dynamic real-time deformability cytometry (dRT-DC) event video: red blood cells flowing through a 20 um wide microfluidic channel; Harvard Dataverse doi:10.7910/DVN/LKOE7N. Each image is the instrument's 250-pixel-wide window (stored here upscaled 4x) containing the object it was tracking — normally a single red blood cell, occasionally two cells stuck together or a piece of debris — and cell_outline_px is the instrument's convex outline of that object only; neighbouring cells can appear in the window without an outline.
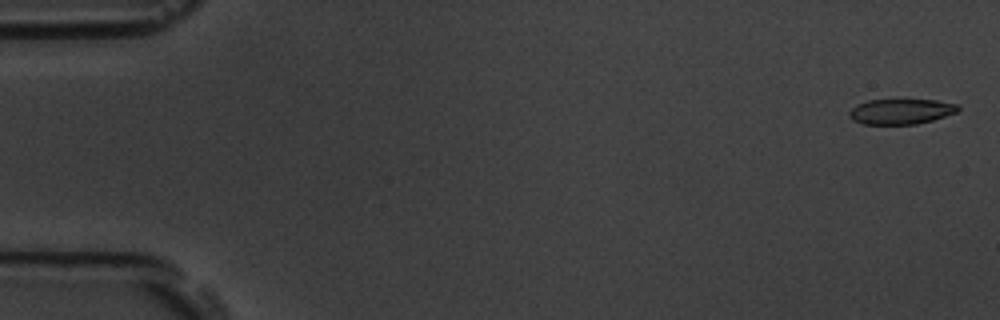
{"species": "common noctule bat (a hibernating species)", "species_latin": "Nyctalus noctula", "temperature_condition": "room temperature", "stored_images_in_passage": 7, "camera_frame_rate_fps": 3000, "um_per_image_px": 0.085, "animal": {"sex": "male", "body_mass_g": 19.5, "forearm_length_mm": 54.6}, "frame": {"image": 1, "passage_image": 1, "time_ms": 0.0, "image_size_px": [1000, 320], "cell_outline_px": [[960, 108], [956, 112], [932, 120], [916, 124], [864, 124], [852, 120], [848, 116], [848, 112], [856, 104], [868, 100], [936, 100], [960, 104]], "centroid_in_image_um": [76.56, 9.47], "position_along_channel_um": 8.4, "area_um2": 16.07}}
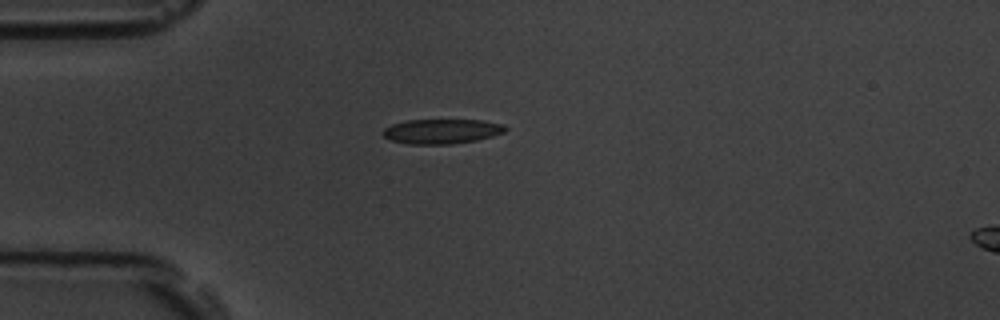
{"frame": {"image": 2, "passage_image": 5, "time_ms": 4.667, "image_size_px": [1000, 320], "cell_outline_px": [[508, 128], [504, 132], [492, 136], [476, 140], [452, 144], [408, 144], [392, 140], [384, 136], [380, 132], [384, 128], [392, 124], [408, 120], [480, 120], [504, 124]], "centroid_in_image_um": [37.54, 11.16], "position_along_channel_um": 47.5, "area_um2": 17.63}}
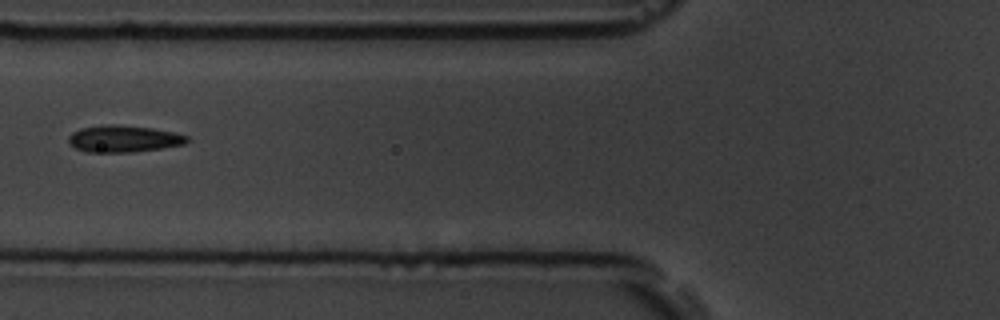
{"frame": {"image": 3, "passage_image": 7, "time_ms": 7.0, "image_size_px": [1000, 320], "cell_outline_px": [[188, 140], [184, 144], [164, 148], [132, 152], [88, 152], [76, 148], [68, 140], [68, 136], [72, 132], [80, 128], [108, 124], [112, 124], [152, 128], [172, 132], [188, 136]], "centroid_in_image_um": [10.5, 11.79], "position_along_channel_um": 115.3, "area_um2": 18.38}}